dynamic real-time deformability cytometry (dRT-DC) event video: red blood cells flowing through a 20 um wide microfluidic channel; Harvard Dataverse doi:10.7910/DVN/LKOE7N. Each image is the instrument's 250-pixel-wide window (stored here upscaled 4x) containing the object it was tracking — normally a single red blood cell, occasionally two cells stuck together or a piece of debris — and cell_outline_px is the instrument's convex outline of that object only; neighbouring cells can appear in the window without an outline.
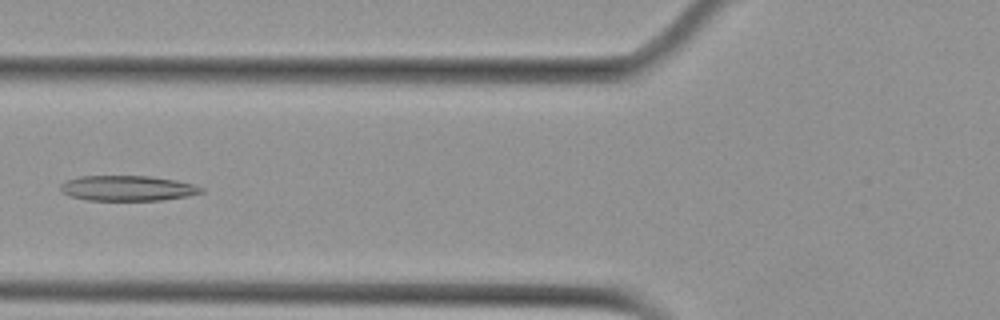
{"species": "Egyptian fruit bat (a non-hibernating species)", "species_latin": "Rousettus aegyptiacus", "temperature_condition": "cold", "stored_images_in_passage": 5, "camera_frame_rate_fps": 3000, "um_per_image_px": 0.085, "animal": {"sex": "female"}, "frame": {"image": 1, "passage_image": 5, "time_ms": 6.667, "image_size_px": [1000, 320], "cell_outline_px": [[204, 192], [188, 196], [160, 200], [88, 200], [68, 196], [60, 188], [60, 184], [64, 180], [80, 176], [148, 176], [176, 180], [192, 184], [204, 188]], "centroid_in_image_um": [10.82, 15.99], "position_along_channel_um": 115.0, "area_um2": 20.75}}